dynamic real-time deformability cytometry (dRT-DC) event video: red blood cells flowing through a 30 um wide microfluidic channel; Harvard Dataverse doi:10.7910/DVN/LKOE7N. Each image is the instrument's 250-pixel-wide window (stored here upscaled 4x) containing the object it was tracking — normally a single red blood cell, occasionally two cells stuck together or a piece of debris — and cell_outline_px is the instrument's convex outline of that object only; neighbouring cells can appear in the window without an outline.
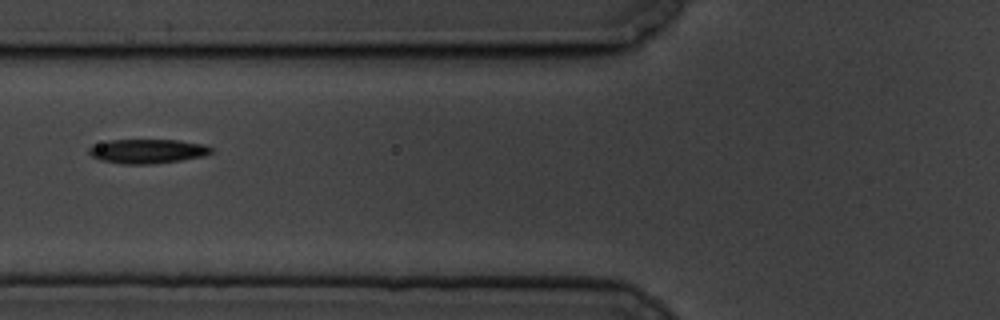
{"species": "common noctule bat (a hibernating species)", "species_latin": "Nyctalus noctula", "temperature_condition": "cold", "stored_images_in_passage": 9, "segment_of_instrument_passage": [2, 2], "camera_frame_rate_fps": 3000, "um_per_image_px": 0.085, "animal": {"sex": "male", "body_mass_g": 19.5, "forearm_length_mm": 54.6}, "frame": {"image": 1, "passage_image": 7, "time_ms": 6.667, "image_size_px": [1000, 320], "cell_outline_px": [[212, 152], [204, 156], [180, 160], [148, 164], [124, 164], [100, 160], [92, 156], [88, 152], [88, 148], [92, 144], [108, 140], [176, 140], [204, 144], [212, 148]], "centroid_in_image_um": [12.49, 12.84], "position_along_channel_um": 113.3, "area_um2": 17.28}}
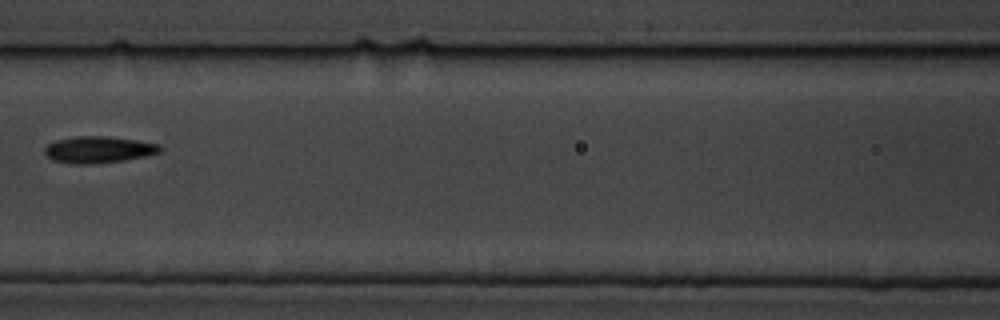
{"frame": {"image": 2, "passage_image": 8, "time_ms": 8.0, "image_size_px": [1000, 320], "cell_outline_px": [[164, 148], [160, 152], [144, 156], [124, 160], [96, 164], [72, 164], [52, 160], [44, 152], [44, 148], [48, 144], [56, 140], [76, 136], [108, 136], [136, 140], [160, 144]], "centroid_in_image_um": [8.38, 12.72], "position_along_channel_um": 158.2, "area_um2": 18.03}}
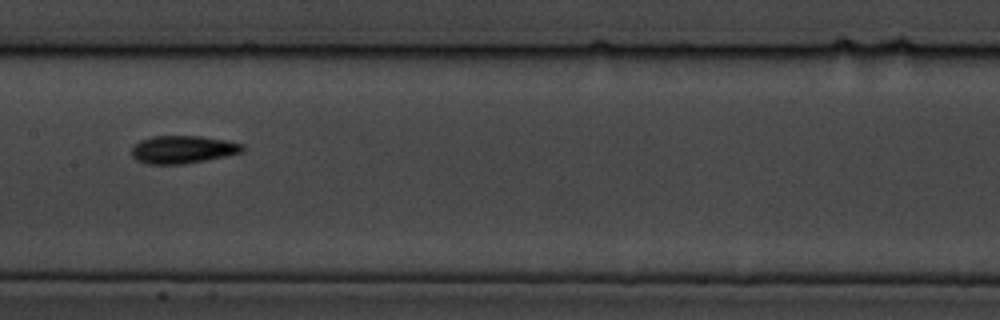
{"frame": {"image": 3, "passage_image": 9, "time_ms": 9.0, "image_size_px": [1000, 320], "cell_outline_px": [[244, 152], [204, 160], [180, 164], [148, 164], [136, 160], [132, 156], [132, 148], [140, 140], [152, 136], [200, 136], [224, 140], [244, 144]], "centroid_in_image_um": [15.53, 12.7], "position_along_channel_um": 191.9, "area_um2": 17.8}}